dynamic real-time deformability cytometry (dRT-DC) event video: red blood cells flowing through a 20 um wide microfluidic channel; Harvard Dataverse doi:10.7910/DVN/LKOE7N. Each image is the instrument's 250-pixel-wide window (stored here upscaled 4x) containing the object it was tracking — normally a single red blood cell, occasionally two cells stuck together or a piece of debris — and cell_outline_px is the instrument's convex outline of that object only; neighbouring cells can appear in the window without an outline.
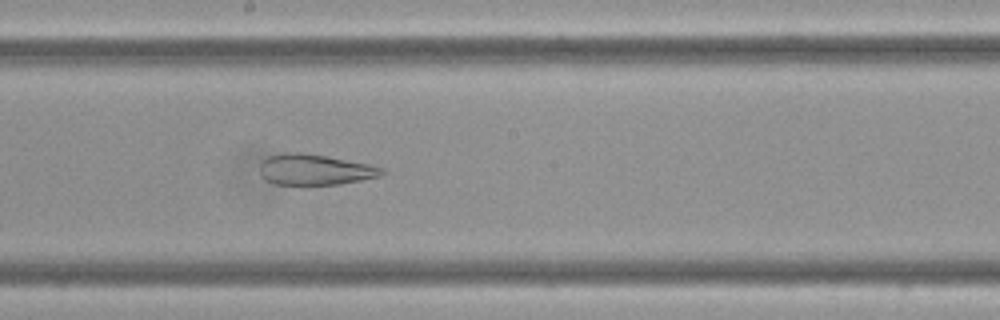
{"species": "Egyptian fruit bat (a non-hibernating species)", "species_latin": "Rousettus aegyptiacus", "temperature_condition": "cold", "stored_images_in_passage": 10, "camera_frame_rate_fps": 3000, "um_per_image_px": 0.085, "frame": {"image": 1, "passage_image": 10, "time_ms": 3.0, "image_size_px": [1000, 320], "cell_outline_px": [[384, 172], [380, 176], [340, 184], [276, 184], [268, 180], [260, 172], [260, 164], [268, 156], [284, 152], [300, 152], [324, 156], [368, 164], [384, 168]], "centroid_in_image_um": [26.76, 14.41], "position_along_channel_um": 221.4, "area_um2": 21.44}}